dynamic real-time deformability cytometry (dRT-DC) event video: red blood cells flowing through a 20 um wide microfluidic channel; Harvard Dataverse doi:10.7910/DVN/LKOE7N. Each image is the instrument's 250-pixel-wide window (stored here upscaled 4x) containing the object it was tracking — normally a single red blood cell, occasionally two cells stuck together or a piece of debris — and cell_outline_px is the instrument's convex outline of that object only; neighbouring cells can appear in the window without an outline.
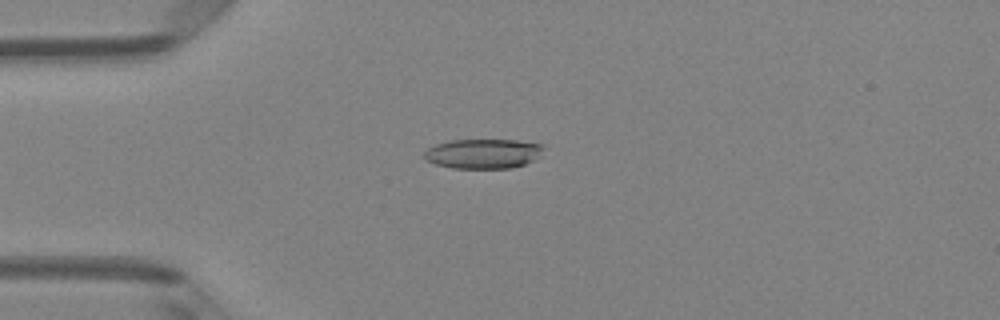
{"species": "Egyptian fruit bat (a non-hibernating species)", "species_latin": "Rousettus aegyptiacus", "temperature_condition": "room temperature", "stored_images_in_passage": 6, "camera_frame_rate_fps": 3000, "um_per_image_px": 0.085, "animal": {"sex": "female"}, "frame": {"image": 1, "passage_image": 4, "time_ms": 1.0, "image_size_px": [1000, 320], "cell_outline_px": [[544, 148], [540, 156], [524, 164], [512, 168], [452, 168], [436, 164], [428, 160], [424, 156], [424, 152], [428, 148], [436, 144], [452, 140], [516, 140], [544, 144]], "centroid_in_image_um": [41.1, 13.05], "position_along_channel_um": 43.9, "area_um2": 20.58}}
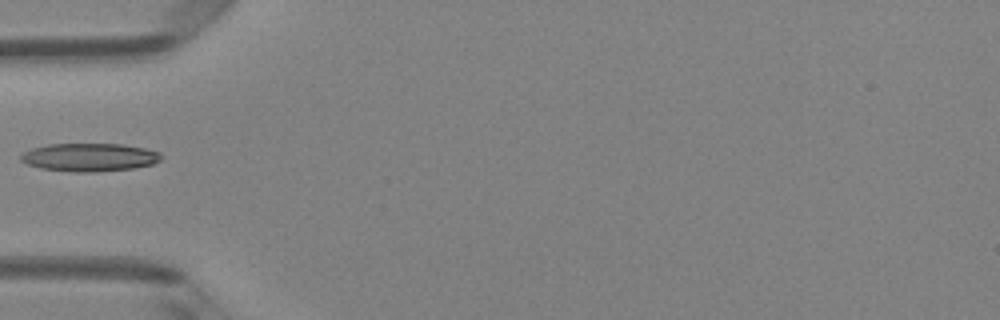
{"frame": {"image": 2, "passage_image": 5, "time_ms": 1.333, "image_size_px": [1000, 320], "cell_outline_px": [[164, 156], [160, 160], [152, 164], [136, 168], [100, 172], [72, 172], [40, 168], [28, 164], [20, 160], [20, 156], [24, 152], [32, 148], [48, 144], [120, 144], [144, 148], [160, 152]], "centroid_in_image_um": [7.63, 13.38], "position_along_channel_um": 77.4, "area_um2": 23.18}}
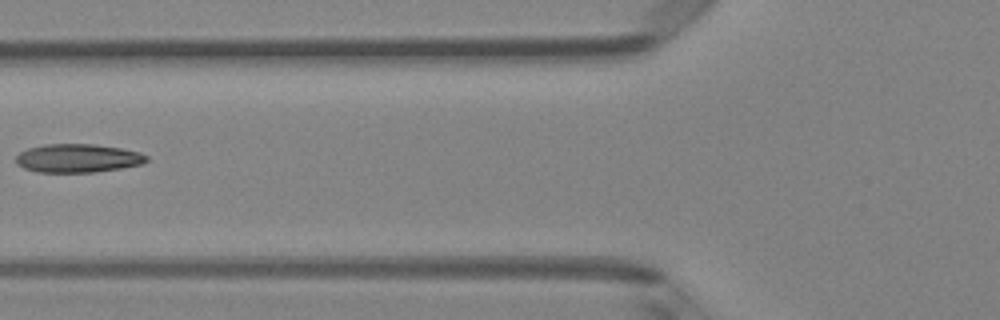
{"frame": {"image": 3, "passage_image": 6, "time_ms": 1.667, "image_size_px": [1000, 320], "cell_outline_px": [[148, 160], [144, 164], [96, 172], [36, 172], [24, 168], [16, 164], [16, 156], [20, 152], [28, 148], [44, 144], [92, 144], [120, 148], [140, 152], [148, 156]], "centroid_in_image_um": [6.61, 13.45], "position_along_channel_um": 119.2, "area_um2": 21.79}}